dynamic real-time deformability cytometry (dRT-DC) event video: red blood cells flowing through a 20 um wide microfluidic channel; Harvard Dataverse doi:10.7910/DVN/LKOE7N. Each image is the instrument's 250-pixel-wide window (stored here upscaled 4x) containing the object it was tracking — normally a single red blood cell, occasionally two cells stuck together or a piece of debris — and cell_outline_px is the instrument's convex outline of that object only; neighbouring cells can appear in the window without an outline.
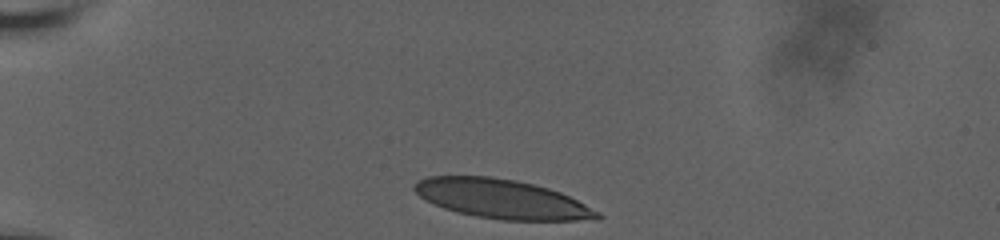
{"species": "human", "species_latin": "Homo sapiens", "temperature_condition": "room temperature", "stored_images_in_passage": 5, "camera_frame_rate_fps": 3000, "um_per_image_px": 0.085, "donor": {"sex": "male"}, "frame": {"image": 1, "passage_image": 1, "time_ms": 0.0, "image_size_px": [1000, 240], "cell_outline_px": [[604, 216], [600, 220], [500, 220], [476, 216], [456, 212], [432, 204], [424, 200], [412, 188], [412, 184], [416, 180], [428, 176], [492, 176], [516, 180], [548, 188], [560, 192], [600, 212]], "centroid_in_image_um": [42.63, 16.91], "position_along_channel_um": 42.4, "area_um2": 42.02}}
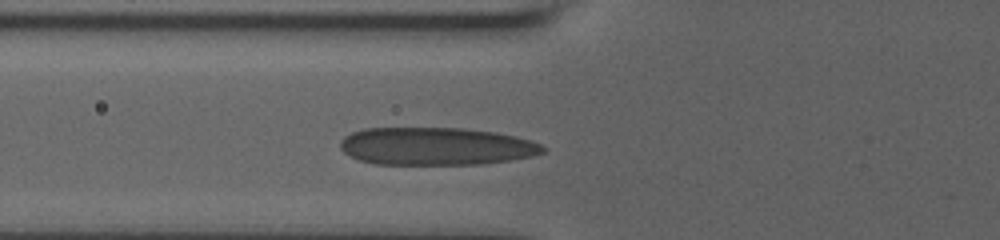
{"frame": {"image": 2, "passage_image": 5, "time_ms": 2.667, "image_size_px": [1000, 240], "cell_outline_px": [[548, 148], [544, 152], [532, 156], [508, 160], [480, 164], [372, 164], [360, 160], [344, 152], [340, 148], [340, 140], [344, 136], [352, 132], [364, 128], [464, 128], [496, 132], [516, 136], [532, 140]], "centroid_in_image_um": [37.07, 12.42], "position_along_channel_um": 88.7, "area_um2": 44.74}}